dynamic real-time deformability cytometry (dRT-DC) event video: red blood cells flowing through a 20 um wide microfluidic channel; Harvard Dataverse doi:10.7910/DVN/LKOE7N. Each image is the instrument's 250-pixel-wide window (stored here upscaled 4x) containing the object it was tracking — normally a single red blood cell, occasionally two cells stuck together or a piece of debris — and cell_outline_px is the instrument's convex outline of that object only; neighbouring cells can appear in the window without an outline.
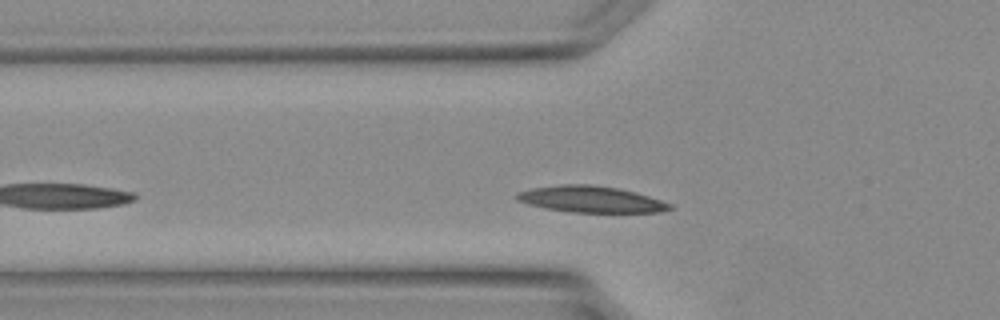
{"species": "Egyptian fruit bat (a non-hibernating species)", "species_latin": "Rousettus aegyptiacus", "temperature_condition": "warm", "stored_images_in_passage": 23, "camera_frame_rate_fps": 3000, "um_per_image_px": 0.085, "animal": {"sex": "female"}, "frame": {"image": 1, "passage_image": 4, "time_ms": 1.0, "image_size_px": [1000, 320], "cell_outline_px": [[672, 208], [660, 212], [572, 212], [544, 208], [528, 204], [516, 200], [512, 196], [516, 192], [532, 188], [560, 184], [592, 184], [620, 188], [636, 192], [672, 204]], "centroid_in_image_um": [50.17, 16.92], "position_along_channel_um": 75.6, "area_um2": 23.7}}
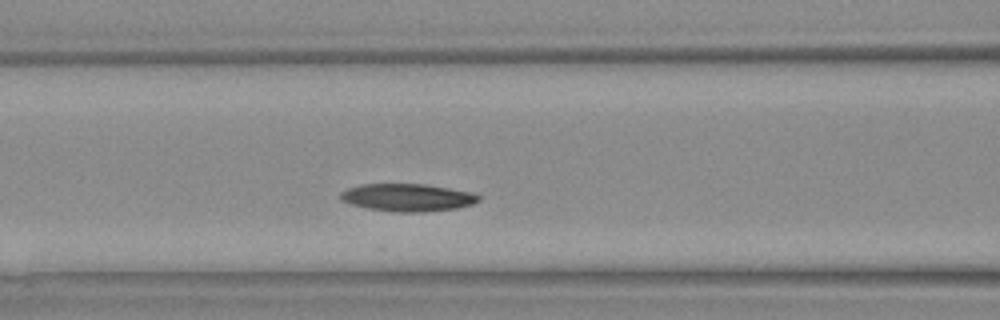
{"frame": {"image": 2, "passage_image": 7, "time_ms": 2.0, "image_size_px": [1000, 320], "cell_outline_px": [[480, 200], [472, 204], [456, 208], [424, 212], [400, 212], [368, 208], [352, 204], [340, 200], [340, 192], [348, 188], [360, 184], [424, 184], [472, 192], [480, 196]], "centroid_in_image_um": [34.63, 16.78], "position_along_channel_um": 132.0, "area_um2": 22.08}}